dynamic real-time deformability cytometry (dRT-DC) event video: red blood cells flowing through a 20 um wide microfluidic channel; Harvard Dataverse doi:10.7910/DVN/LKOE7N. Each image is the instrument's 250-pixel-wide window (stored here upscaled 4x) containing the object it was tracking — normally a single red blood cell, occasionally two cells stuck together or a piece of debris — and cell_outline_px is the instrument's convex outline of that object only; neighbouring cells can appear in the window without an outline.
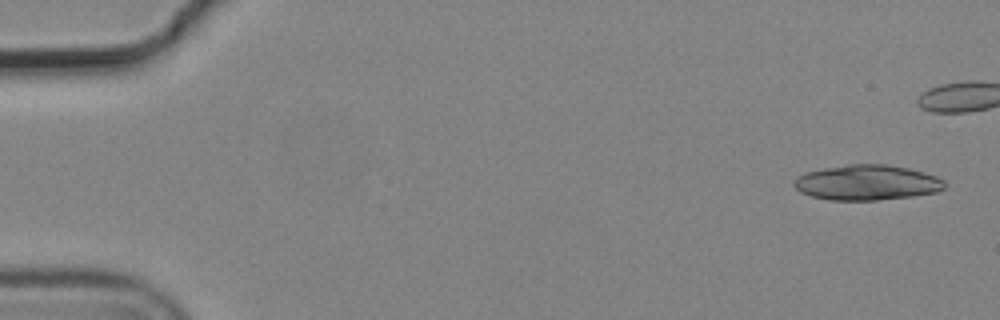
{"species": "common noctule bat (a hibernating species)", "species_latin": "Nyctalus noctula", "temperature_condition": "cold", "stored_images_in_passage": 10, "camera_frame_rate_fps": 3000, "um_per_image_px": 0.085, "animal": {"sex": "male", "body_mass_g": 19.2, "forearm_length_mm": 51.8}, "frame": {"image": 1, "passage_image": 1, "time_ms": 0.0, "image_size_px": [1000, 320], "cell_outline_px": [[944, 188], [936, 192], [912, 196], [876, 200], [828, 200], [812, 196], [800, 192], [792, 184], [796, 176], [804, 172], [824, 168], [848, 164], [888, 164], [908, 168], [924, 172], [936, 176], [944, 180]], "centroid_in_image_um": [73.66, 15.51], "position_along_channel_um": 11.3, "area_um2": 31.04}}
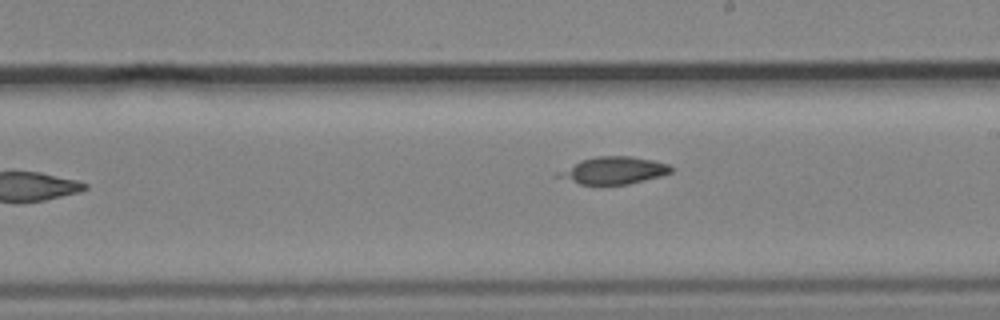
{"frame": {"image": 2, "passage_image": 10, "time_ms": 3.0, "image_size_px": [1000, 320], "cell_outline_px": [[672, 172], [660, 176], [628, 184], [580, 184], [556, 176], [552, 172], [580, 160], [596, 156], [632, 156], [652, 160], [668, 164], [672, 168]], "centroid_in_image_um": [52.08, 14.47], "position_along_channel_um": 236.9, "area_um2": 17.98}}